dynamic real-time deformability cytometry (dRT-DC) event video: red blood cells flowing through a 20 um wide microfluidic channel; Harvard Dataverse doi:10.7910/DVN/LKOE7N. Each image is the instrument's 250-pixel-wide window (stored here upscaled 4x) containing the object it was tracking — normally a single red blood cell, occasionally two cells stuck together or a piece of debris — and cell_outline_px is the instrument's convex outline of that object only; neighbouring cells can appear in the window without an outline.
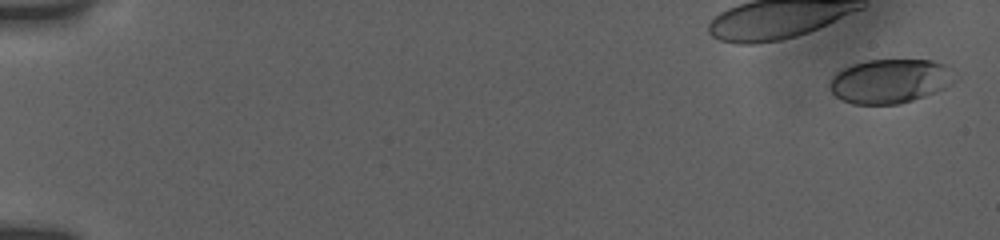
{"species": "human", "species_latin": "Homo sapiens", "temperature_condition": "room temperature", "stored_images_in_passage": 12, "camera_frame_rate_fps": 3000, "um_per_image_px": 0.085, "donor": {"sex": "female"}, "frame": {"image": 1, "passage_image": 1, "time_ms": 0.0, "image_size_px": [1000, 240], "cell_outline_px": [[952, 84], [936, 92], [900, 104], [852, 104], [836, 96], [828, 88], [828, 84], [832, 76], [836, 72], [852, 64], [864, 60], [932, 60], [944, 64], [952, 68]], "centroid_in_image_um": [75.62, 6.89], "position_along_channel_um": 9.4, "area_um2": 32.25}}
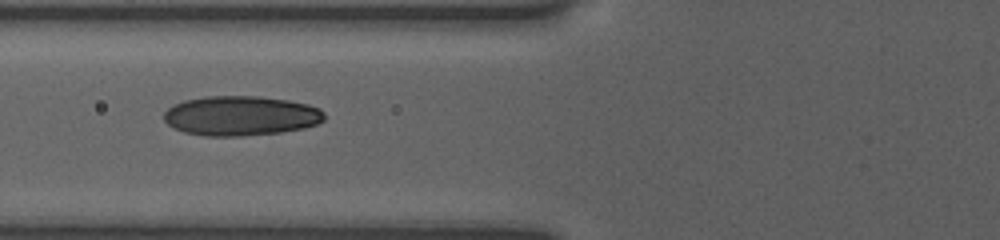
{"frame": {"image": 2, "passage_image": 10, "time_ms": 7.333, "image_size_px": [1000, 240], "cell_outline_px": [[324, 120], [316, 124], [304, 128], [280, 132], [240, 136], [204, 136], [184, 132], [168, 124], [164, 120], [164, 112], [168, 108], [184, 100], [204, 96], [260, 96], [288, 100], [308, 104], [320, 108], [324, 112]], "centroid_in_image_um": [20.48, 9.83], "position_along_channel_um": 105.3, "area_um2": 37.17}}
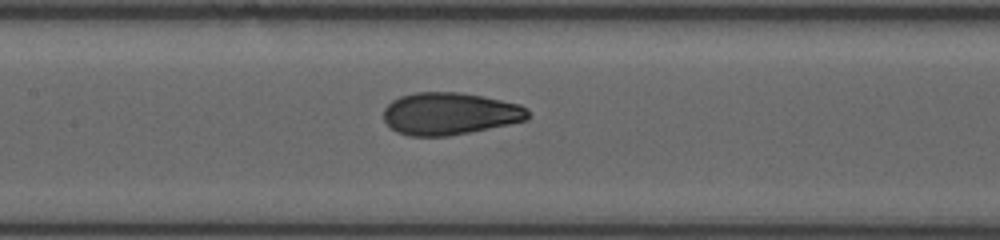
{"frame": {"image": 3, "passage_image": 12, "time_ms": 9.0, "image_size_px": [1000, 240], "cell_outline_px": [[528, 120], [448, 136], [408, 136], [396, 132], [384, 120], [384, 108], [392, 100], [400, 96], [416, 92], [460, 92], [484, 96], [520, 104], [528, 108]], "centroid_in_image_um": [38.22, 9.65], "position_along_channel_um": 169.2, "area_um2": 35.6}}